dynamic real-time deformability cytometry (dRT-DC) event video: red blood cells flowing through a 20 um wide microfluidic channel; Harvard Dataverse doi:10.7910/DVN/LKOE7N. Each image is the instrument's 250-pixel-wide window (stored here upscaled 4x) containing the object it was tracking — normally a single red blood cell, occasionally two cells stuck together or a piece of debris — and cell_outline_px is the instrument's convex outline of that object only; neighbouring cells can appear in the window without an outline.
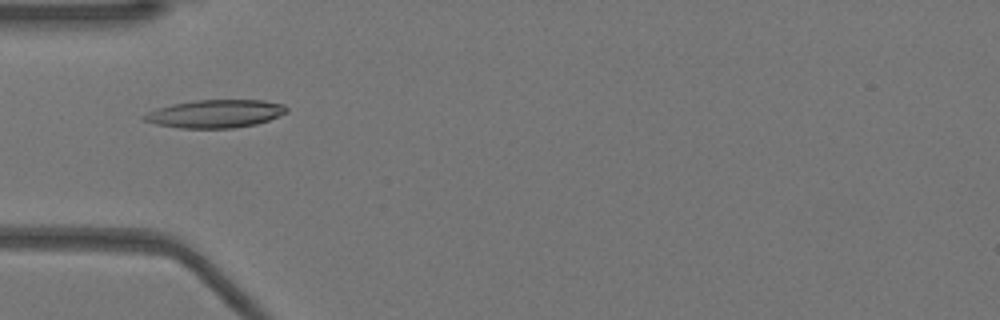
{"species": "Egyptian fruit bat (a non-hibernating species)", "species_latin": "Rousettus aegyptiacus", "temperature_condition": "warm", "stored_images_in_passage": 37, "camera_frame_rate_fps": 3000, "um_per_image_px": 0.085, "animal": {"sex": "female"}, "frame": {"image": 1, "passage_image": 2, "time_ms": 0.333, "image_size_px": [1000, 320], "cell_outline_px": [[288, 112], [268, 120], [256, 124], [232, 128], [180, 128], [156, 124], [144, 120], [140, 116], [156, 108], [172, 104], [196, 100], [264, 100], [284, 104], [288, 108]], "centroid_in_image_um": [18.3, 9.66], "position_along_channel_um": 66.7, "area_um2": 23.29}}
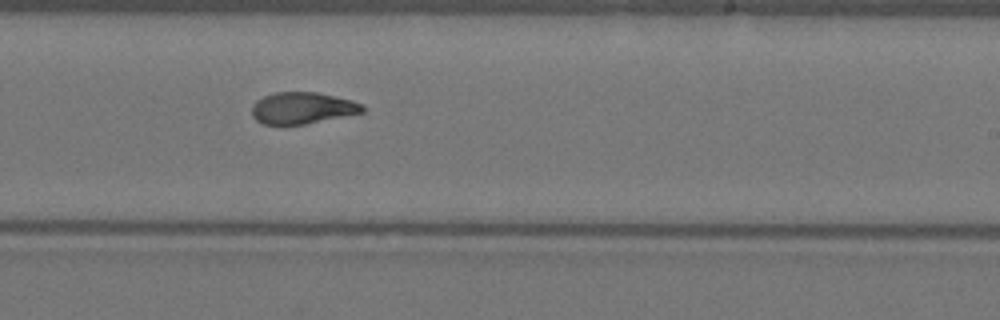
{"frame": {"image": 2, "passage_image": 17, "time_ms": 5.333, "image_size_px": [1000, 320], "cell_outline_px": [[364, 112], [304, 124], [260, 124], [252, 116], [252, 104], [256, 100], [264, 96], [276, 92], [316, 92], [352, 100], [364, 104]], "centroid_in_image_um": [25.68, 9.18], "position_along_channel_um": 263.3, "area_um2": 20.35}}
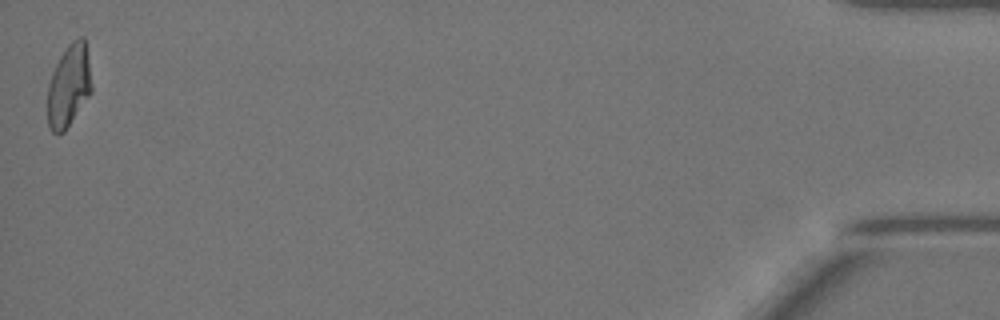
{"frame": {"image": 3, "passage_image": 37, "time_ms": 12.0, "image_size_px": [1000, 320], "cell_outline_px": [[92, 92], [64, 132], [52, 132], [48, 124], [48, 84], [52, 72], [60, 56], [68, 44], [72, 40], [80, 36], [84, 36], [88, 60], [92, 88]], "centroid_in_image_um": [5.85, 7.27], "position_along_channel_um": 429.3, "area_um2": 20.98}, "authors_computed_cell_mechanics": {"area_um2": 21.386, "velocity_mm_per_s": 3.9294, "shape_relaxation_time_tau1_ms": null, "shape_relaxation_time_tau2_ms": 2.0307, "deformation_change_tau1": null, "deformation_change_tau2": 0.0834}}